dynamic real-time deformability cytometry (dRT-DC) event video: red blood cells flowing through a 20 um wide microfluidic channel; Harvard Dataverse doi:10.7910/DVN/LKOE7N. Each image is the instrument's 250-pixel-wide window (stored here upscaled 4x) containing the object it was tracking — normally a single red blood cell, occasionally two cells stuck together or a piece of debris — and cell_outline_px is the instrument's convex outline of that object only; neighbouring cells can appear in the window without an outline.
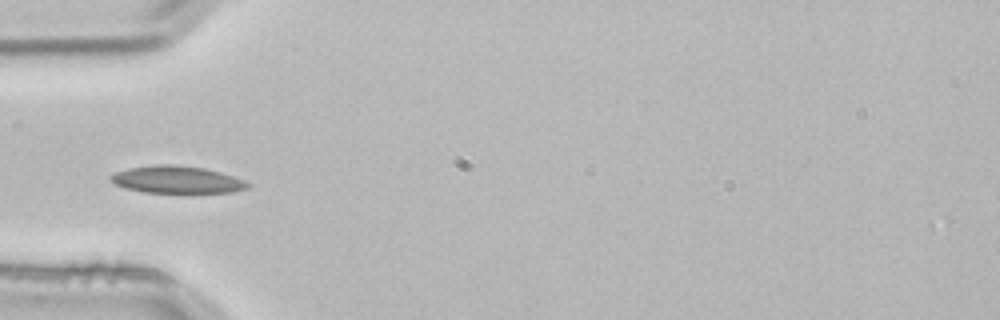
{"species": "common noctule bat (a hibernating species)", "species_latin": "Nyctalus noctula", "temperature_condition": "room temperature", "stored_images_in_passage": 5, "camera_frame_rate_fps": 3000, "um_per_image_px": 0.085, "animal": {"sex": "male", "body_mass_g": 21.5, "forearm_length_mm": 52.0}, "frame": {"image": 1, "passage_image": 5, "time_ms": 1.333, "image_size_px": [1000, 320], "cell_outline_px": [[252, 184], [248, 188], [232, 192], [144, 192], [128, 188], [116, 184], [108, 176], [116, 172], [128, 168], [156, 164], [172, 164], [204, 168], [220, 172], [244, 180]], "centroid_in_image_um": [15.06, 15.26], "position_along_channel_um": 69.9, "area_um2": 21.5}}